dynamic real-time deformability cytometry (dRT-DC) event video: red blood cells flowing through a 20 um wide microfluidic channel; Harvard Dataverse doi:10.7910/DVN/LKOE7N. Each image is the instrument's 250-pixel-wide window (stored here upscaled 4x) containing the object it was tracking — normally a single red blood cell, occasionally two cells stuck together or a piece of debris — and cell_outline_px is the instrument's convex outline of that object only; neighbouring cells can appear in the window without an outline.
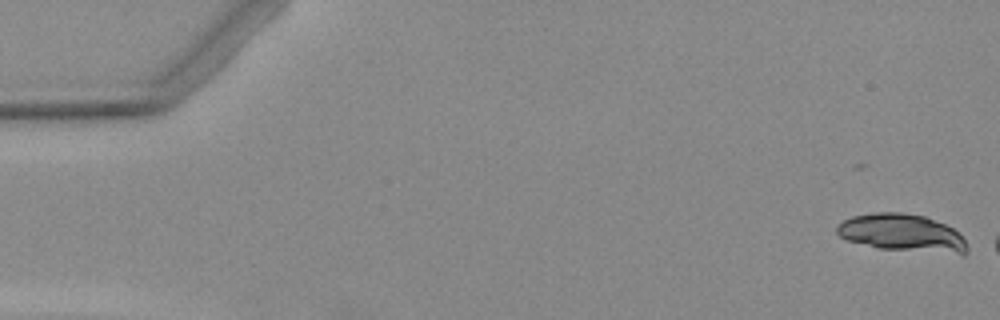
{"species": "Egyptian fruit bat (a non-hibernating species)", "species_latin": "Rousettus aegyptiacus", "temperature_condition": "warm", "stored_images_in_passage": 7, "camera_frame_rate_fps": 3000, "um_per_image_px": 0.085, "animal": {"sex": "female"}, "frame": {"image": 1, "passage_image": 1, "time_ms": 0.0, "image_size_px": [1000, 320], "cell_outline_px": [[968, 252], [964, 256], [960, 256], [876, 248], [848, 240], [840, 236], [836, 232], [836, 228], [844, 220], [852, 216], [876, 212], [900, 212], [924, 216], [944, 224], [960, 232], [968, 248]], "centroid_in_image_um": [76.76, 19.84], "position_along_channel_um": 8.2, "area_um2": 29.02}}